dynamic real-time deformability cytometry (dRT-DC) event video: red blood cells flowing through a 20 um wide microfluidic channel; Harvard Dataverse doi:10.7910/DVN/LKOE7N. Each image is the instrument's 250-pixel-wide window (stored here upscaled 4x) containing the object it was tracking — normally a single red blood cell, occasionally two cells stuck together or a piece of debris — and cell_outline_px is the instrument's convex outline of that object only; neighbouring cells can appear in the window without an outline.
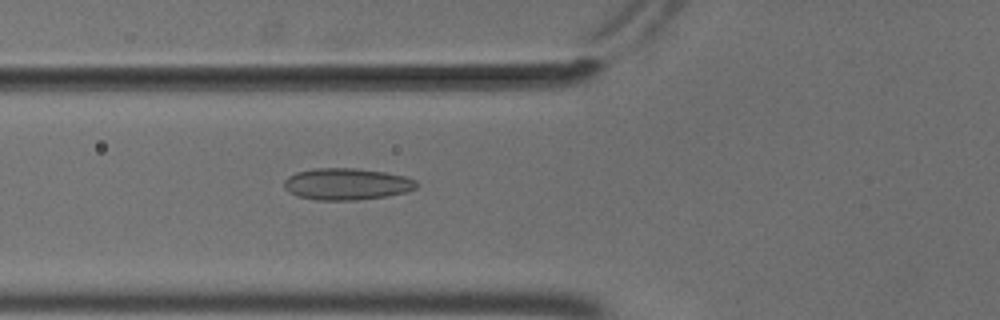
{"species": "common noctule bat (a hibernating species)", "species_latin": "Nyctalus noctula", "temperature_condition": "cold", "stored_images_in_passage": 55, "camera_frame_rate_fps": 3000, "um_per_image_px": 0.085, "animal": {"sex": "male", "body_mass_g": 18.8}, "frame": {"image": 1, "passage_image": 21, "time_ms": 6.667, "image_size_px": [1000, 320], "cell_outline_px": [[420, 184], [416, 188], [408, 192], [384, 196], [356, 200], [316, 200], [296, 196], [288, 192], [284, 188], [284, 180], [288, 176], [296, 172], [316, 168], [356, 168], [384, 172], [404, 176], [416, 180]], "centroid_in_image_um": [29.46, 15.64], "position_along_channel_um": 96.3, "area_um2": 24.62}}
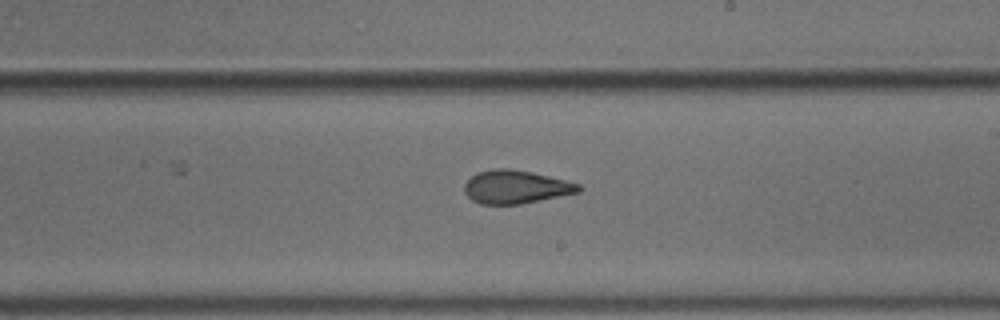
{"frame": {"image": 2, "passage_image": 33, "time_ms": 10.667, "image_size_px": [1000, 320], "cell_outline_px": [[584, 188], [580, 192], [520, 204], [480, 204], [472, 200], [464, 192], [464, 184], [476, 172], [492, 168], [508, 168], [532, 172], [580, 184]], "centroid_in_image_um": [43.83, 15.88], "position_along_channel_um": 245.2, "area_um2": 22.2}}
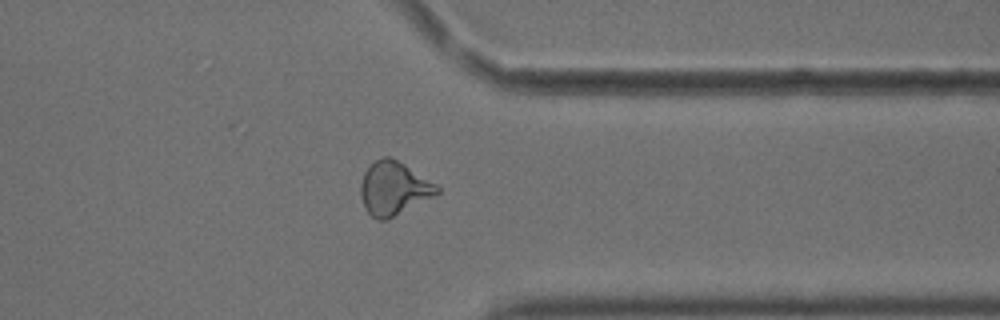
{"frame": {"image": 3, "passage_image": 44, "time_ms": 14.333, "image_size_px": [1000, 320], "cell_outline_px": [[440, 192], [436, 196], [388, 220], [380, 220], [372, 216], [364, 208], [360, 192], [360, 184], [364, 172], [376, 160], [384, 156], [392, 156], [436, 184], [440, 188]], "centroid_in_image_um": [33.48, 16.02], "position_along_channel_um": 377.9, "area_um2": 23.99}, "authors_computed_cell_mechanics": {"area_um2": 23.698, "velocity_mm_per_s": 3.6961, "shape_relaxation_time_tau1_ms": null, "shape_relaxation_time_tau2_ms": 1.6952, "deformation_change_tau1": null, "deformation_change_tau2": 0.08}}